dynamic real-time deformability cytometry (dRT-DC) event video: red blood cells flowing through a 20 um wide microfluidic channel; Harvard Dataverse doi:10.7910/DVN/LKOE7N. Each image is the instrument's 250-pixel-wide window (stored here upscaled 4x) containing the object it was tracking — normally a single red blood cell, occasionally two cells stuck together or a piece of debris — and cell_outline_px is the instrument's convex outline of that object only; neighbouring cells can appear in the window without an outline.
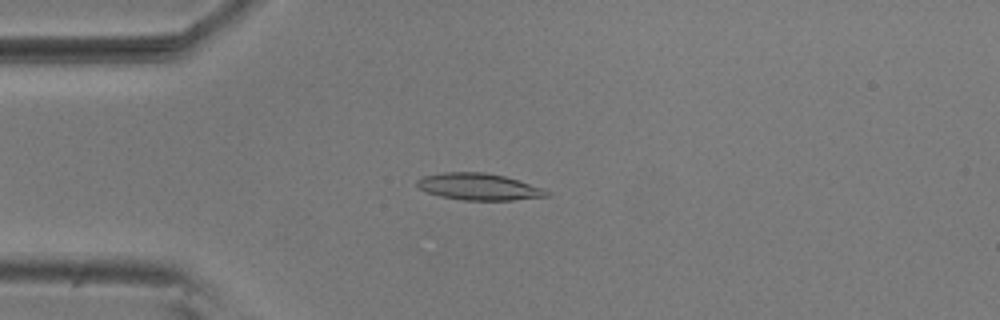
{"species": "common noctule bat (a hibernating species)", "species_latin": "Nyctalus noctula", "temperature_condition": "room temperature", "stored_images_in_passage": 55, "camera_frame_rate_fps": 3000, "um_per_image_px": 0.085, "animal": {"sex": "male", "body_mass_g": 20.5, "forearm_length_mm": 52.5}, "frame": {"image": 1, "passage_image": 14, "time_ms": 4.333, "image_size_px": [1000, 320], "cell_outline_px": [[552, 196], [512, 200], [464, 200], [440, 196], [428, 192], [420, 188], [416, 184], [416, 180], [424, 176], [444, 172], [484, 172], [504, 176], [544, 188]], "centroid_in_image_um": [40.72, 15.87], "position_along_channel_um": 44.3, "area_um2": 20.11}}
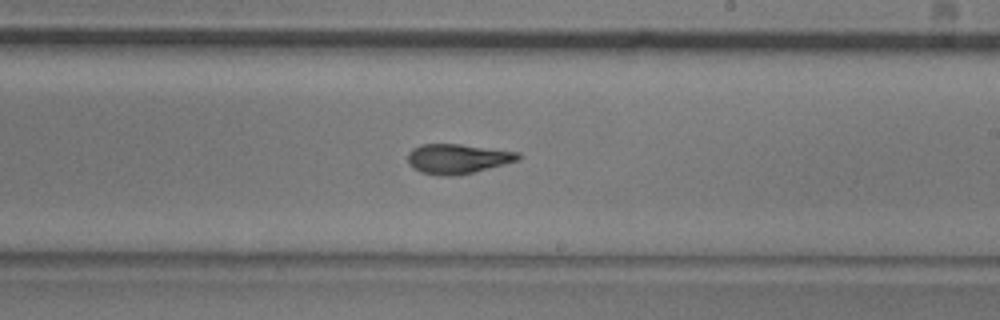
{"frame": {"image": 2, "passage_image": 32, "time_ms": 10.333, "image_size_px": [1000, 320], "cell_outline_px": [[520, 160], [460, 176], [440, 176], [420, 172], [412, 168], [408, 164], [408, 152], [412, 148], [420, 144], [460, 144], [520, 152]], "centroid_in_image_um": [38.88, 13.5], "position_along_channel_um": 250.1, "area_um2": 19.48}}
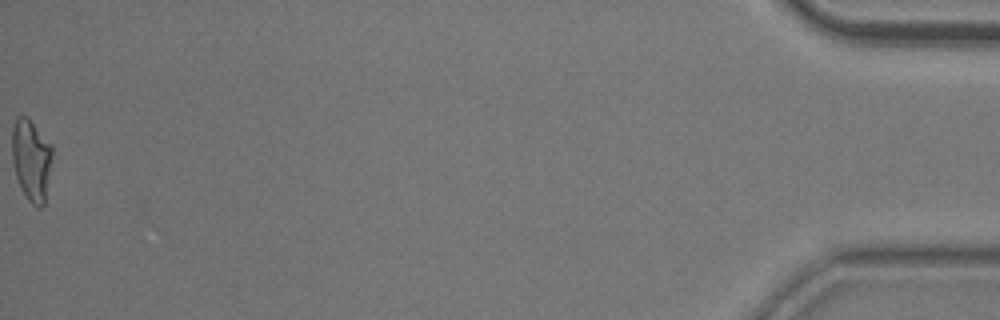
{"frame": {"image": 3, "passage_image": 55, "time_ms": 18.0, "image_size_px": [1000, 320], "cell_outline_px": [[52, 152], [44, 204], [40, 208], [36, 208], [28, 200], [20, 188], [16, 176], [12, 160], [12, 128], [16, 116], [28, 116], [52, 144]], "centroid_in_image_um": [2.64, 13.55], "position_along_channel_um": 432.6, "area_um2": 19.25}, "authors_computed_cell_mechanics": {"area_um2": 19.363, "velocity_mm_per_s": 3.7165, "shape_relaxation_time_tau1_ms": 7.5345, "shape_relaxation_time_tau2_ms": 2.6713, "deformation_change_tau1": 0.2247, "deformation_change_tau2": 0.1093}}